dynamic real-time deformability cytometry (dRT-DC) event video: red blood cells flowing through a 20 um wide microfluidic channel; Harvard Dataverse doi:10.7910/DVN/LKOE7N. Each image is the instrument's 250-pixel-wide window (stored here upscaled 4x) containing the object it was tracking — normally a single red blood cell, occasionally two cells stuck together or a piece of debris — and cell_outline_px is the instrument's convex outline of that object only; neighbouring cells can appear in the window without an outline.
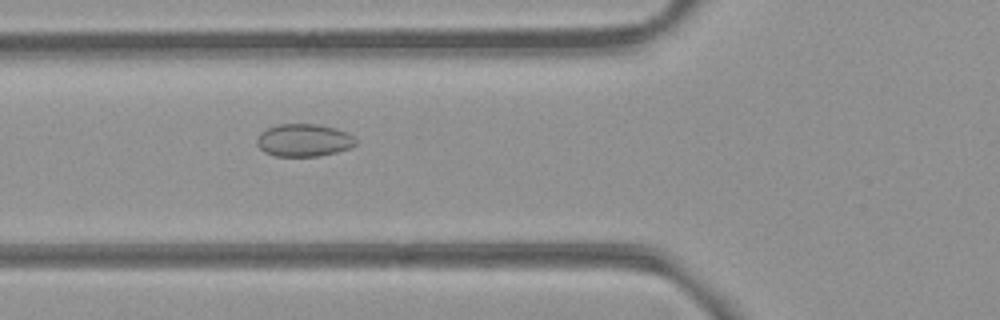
{"species": "common noctule bat (a hibernating species)", "species_latin": "Nyctalus noctula", "temperature_condition": "room temperature", "stored_images_in_passage": 53, "camera_frame_rate_fps": 3000, "um_per_image_px": 0.085, "animal": {"sex": "female", "body_mass_g": 21.9}, "frame": {"image": 1, "passage_image": 20, "time_ms": 6.333, "image_size_px": [1000, 320], "cell_outline_px": [[356, 144], [352, 148], [320, 156], [276, 156], [264, 152], [256, 144], [256, 140], [260, 132], [268, 128], [280, 124], [320, 124], [336, 128], [348, 132], [356, 140]], "centroid_in_image_um": [25.84, 11.92], "position_along_channel_um": 100.0, "area_um2": 18.96}}
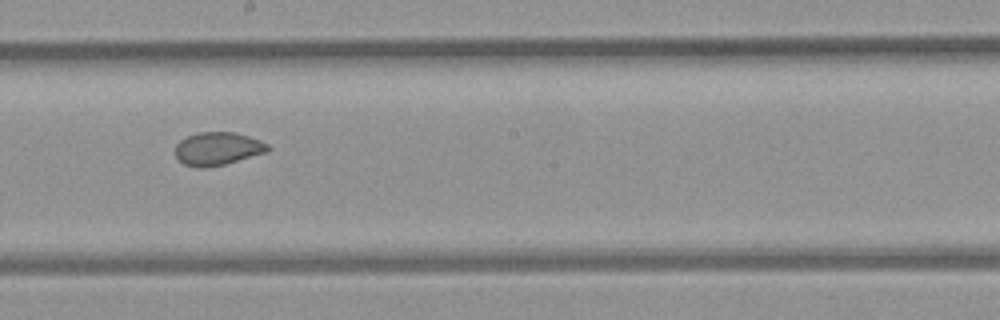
{"frame": {"image": 2, "passage_image": 30, "time_ms": 9.667, "image_size_px": [1000, 320], "cell_outline_px": [[272, 148], [268, 152], [224, 164], [204, 168], [196, 168], [184, 164], [176, 156], [176, 144], [180, 140], [188, 136], [200, 132], [236, 132], [260, 140], [268, 144]], "centroid_in_image_um": [18.53, 12.64], "position_along_channel_um": 229.7, "area_um2": 17.86}}
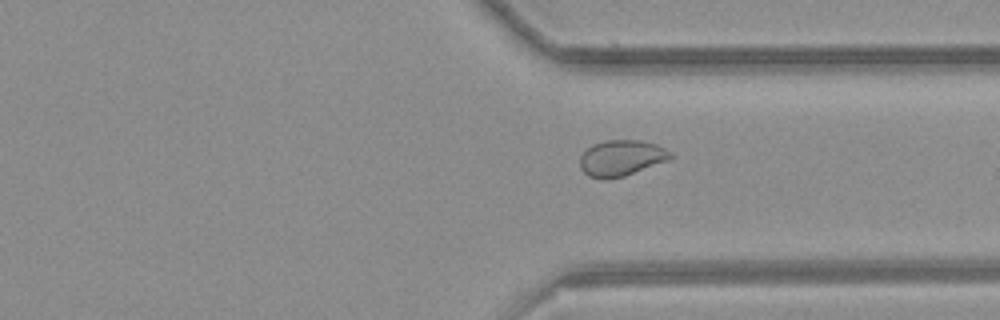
{"frame": {"image": 3, "passage_image": 40, "time_ms": 13.0, "image_size_px": [1000, 320], "cell_outline_px": [[672, 156], [668, 160], [624, 176], [608, 180], [600, 180], [588, 176], [580, 168], [580, 156], [592, 144], [604, 140], [640, 140], [656, 144], [672, 152]], "centroid_in_image_um": [52.78, 13.44], "position_along_channel_um": 358.6, "area_um2": 19.07}, "authors_computed_cell_mechanics": {"area_um2": 19.363, "velocity_mm_per_s": 3.8785, "shape_relaxation_time_tau1_ms": null, "shape_relaxation_time_tau2_ms": 0.7603, "deformation_change_tau1": null, "deformation_change_tau2": 0.0476}}